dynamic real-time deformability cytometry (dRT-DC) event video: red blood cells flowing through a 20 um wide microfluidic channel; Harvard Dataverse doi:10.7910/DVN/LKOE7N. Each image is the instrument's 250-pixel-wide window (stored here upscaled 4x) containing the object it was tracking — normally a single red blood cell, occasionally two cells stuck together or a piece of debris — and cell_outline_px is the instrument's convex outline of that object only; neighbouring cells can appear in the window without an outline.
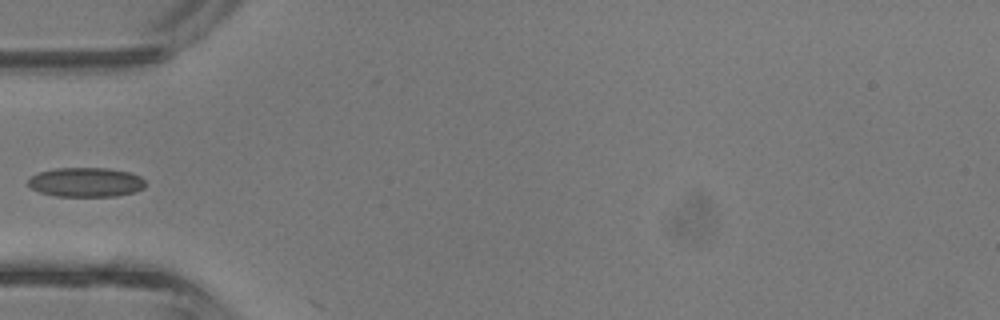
{"species": "common noctule bat (a hibernating species)", "species_latin": "Nyctalus noctula", "temperature_condition": "room temperature", "stored_images_in_passage": 3, "camera_frame_rate_fps": 3000, "um_per_image_px": 0.085, "animal": {"sex": "male", "body_mass_g": 13.3}, "frame": {"image": 1, "passage_image": 3, "time_ms": 0.667, "image_size_px": [1000, 320], "cell_outline_px": [[148, 184], [144, 188], [132, 192], [116, 196], [56, 196], [40, 192], [32, 188], [28, 184], [28, 180], [32, 176], [40, 172], [56, 168], [108, 168], [128, 172], [140, 176]], "centroid_in_image_um": [7.33, 15.49], "position_along_channel_um": 77.7, "area_um2": 20.0}}